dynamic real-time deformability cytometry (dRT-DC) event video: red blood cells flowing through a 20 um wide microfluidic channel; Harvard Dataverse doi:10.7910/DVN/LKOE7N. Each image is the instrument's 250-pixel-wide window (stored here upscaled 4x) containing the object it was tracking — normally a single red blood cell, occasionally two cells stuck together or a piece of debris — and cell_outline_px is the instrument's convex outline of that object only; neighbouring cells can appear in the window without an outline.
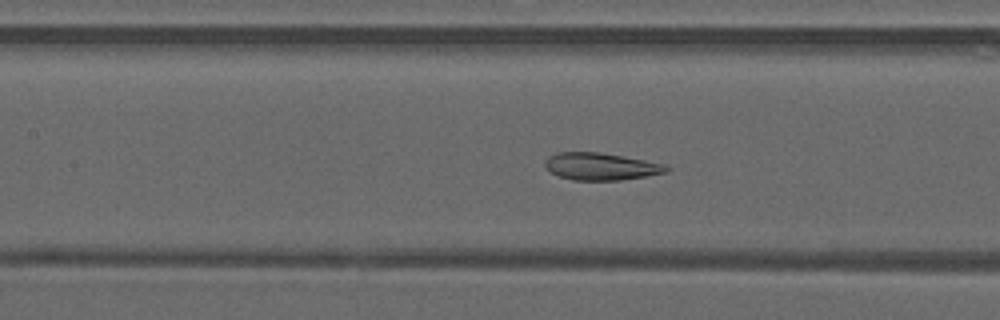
{"species": "common noctule bat (a hibernating species)", "species_latin": "Nyctalus noctula", "temperature_condition": "warm", "stored_images_in_passage": 36, "camera_frame_rate_fps": 3000, "um_per_image_px": 0.085, "animal": {"sex": "male", "forearm_length_mm": 52.5}, "frame": {"image": 1, "passage_image": 10, "time_ms": 3.0, "image_size_px": [1000, 320], "cell_outline_px": [[672, 168], [668, 172], [620, 180], [572, 180], [560, 176], [552, 172], [544, 164], [544, 160], [548, 156], [556, 152], [600, 152], [624, 156], [664, 164]], "centroid_in_image_um": [51.08, 14.14], "position_along_channel_um": 156.3, "area_um2": 19.25}}
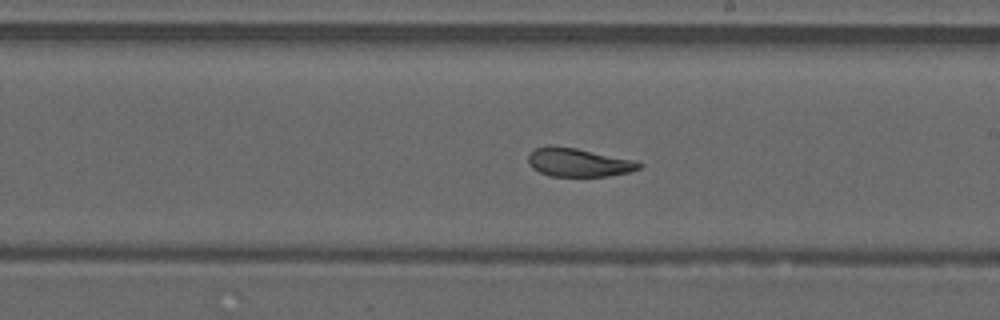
{"frame": {"image": 2, "passage_image": 16, "time_ms": 5.0, "image_size_px": [1000, 320], "cell_outline_px": [[644, 164], [640, 168], [628, 172], [608, 176], [548, 176], [532, 168], [528, 164], [528, 156], [536, 148], [576, 148], [636, 160]], "centroid_in_image_um": [49.23, 13.84], "position_along_channel_um": 239.8, "area_um2": 17.98}}
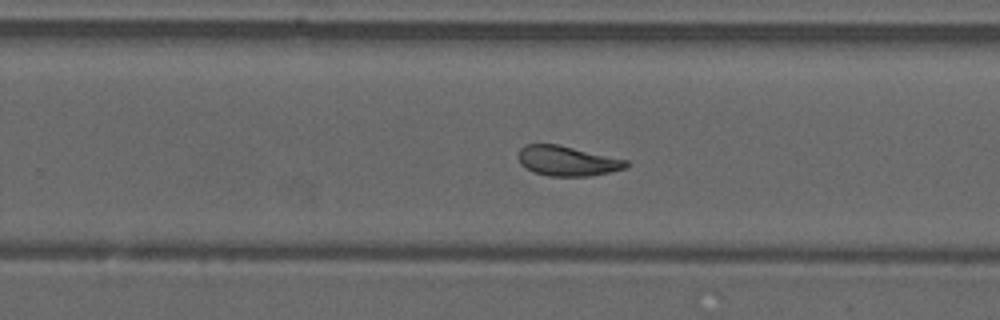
{"frame": {"image": 3, "passage_image": 19, "time_ms": 6.0, "image_size_px": [1000, 320], "cell_outline_px": [[628, 164], [624, 168], [592, 176], [548, 176], [532, 172], [520, 164], [516, 156], [520, 148], [524, 144], [556, 144], [628, 160]], "centroid_in_image_um": [48.14, 13.68], "position_along_channel_um": 281.7, "area_um2": 18.84}, "authors_computed_cell_mechanics": {"area_um2": 19.5942, "velocity_mm_per_s": 4.1921, "shape_relaxation_time_tau1_ms": 11.3066, "shape_relaxation_time_tau2_ms": 0.8837, "deformation_change_tau1": 0.1922, "deformation_change_tau2": 0.0629}}